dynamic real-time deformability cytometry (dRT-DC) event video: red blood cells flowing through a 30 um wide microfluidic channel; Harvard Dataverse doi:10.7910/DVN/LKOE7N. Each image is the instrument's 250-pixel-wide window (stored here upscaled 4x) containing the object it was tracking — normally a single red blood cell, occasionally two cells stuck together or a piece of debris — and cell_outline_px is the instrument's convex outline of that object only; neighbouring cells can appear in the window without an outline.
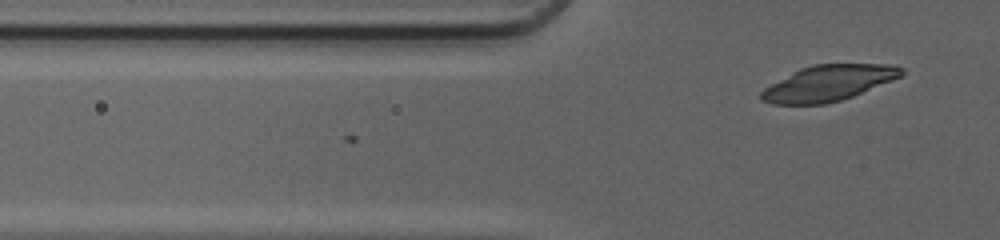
{"species": "common noctule bat (a hibernating species)", "species_latin": "Nyctalus noctula", "temperature_condition": "cold", "stored_images_in_passage": 2, "camera_frame_rate_fps": 3000, "um_per_image_px": 0.085, "animal": {"sex": "female", "body_mass_g": 20.0, "forearm_length_mm": 54.0}, "frame": {"image": 1, "passage_image": 2, "time_ms": 0.333, "image_size_px": [1000, 240], "cell_outline_px": [[904, 72], [900, 76], [892, 80], [852, 96], [840, 100], [824, 104], [772, 104], [760, 100], [760, 92], [764, 88], [792, 72], [800, 68], [816, 64], [888, 64], [904, 68]], "centroid_in_image_um": [70.38, 7.06], "position_along_channel_um": 55.4, "area_um2": 28.9}}